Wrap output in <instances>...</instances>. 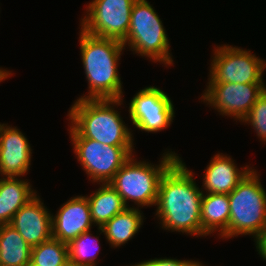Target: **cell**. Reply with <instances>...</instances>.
Here are the masks:
<instances>
[{"label":"cell","mask_w":266,"mask_h":266,"mask_svg":"<svg viewBox=\"0 0 266 266\" xmlns=\"http://www.w3.org/2000/svg\"><path fill=\"white\" fill-rule=\"evenodd\" d=\"M100 188L87 195L91 219L94 226L102 227L126 206L121 196L109 183H100ZM96 224V225H95Z\"/></svg>","instance_id":"obj_19"},{"label":"cell","mask_w":266,"mask_h":266,"mask_svg":"<svg viewBox=\"0 0 266 266\" xmlns=\"http://www.w3.org/2000/svg\"><path fill=\"white\" fill-rule=\"evenodd\" d=\"M208 83H264L266 61L251 51L232 45H217L213 50Z\"/></svg>","instance_id":"obj_7"},{"label":"cell","mask_w":266,"mask_h":266,"mask_svg":"<svg viewBox=\"0 0 266 266\" xmlns=\"http://www.w3.org/2000/svg\"><path fill=\"white\" fill-rule=\"evenodd\" d=\"M230 156L217 153L206 166L203 176L205 193L229 194L252 170L246 165L239 169Z\"/></svg>","instance_id":"obj_15"},{"label":"cell","mask_w":266,"mask_h":266,"mask_svg":"<svg viewBox=\"0 0 266 266\" xmlns=\"http://www.w3.org/2000/svg\"><path fill=\"white\" fill-rule=\"evenodd\" d=\"M136 0H92L81 18V29L96 37L123 42L127 36L131 11Z\"/></svg>","instance_id":"obj_9"},{"label":"cell","mask_w":266,"mask_h":266,"mask_svg":"<svg viewBox=\"0 0 266 266\" xmlns=\"http://www.w3.org/2000/svg\"><path fill=\"white\" fill-rule=\"evenodd\" d=\"M87 231L68 244L69 264L72 266H96L100 252L99 237Z\"/></svg>","instance_id":"obj_21"},{"label":"cell","mask_w":266,"mask_h":266,"mask_svg":"<svg viewBox=\"0 0 266 266\" xmlns=\"http://www.w3.org/2000/svg\"><path fill=\"white\" fill-rule=\"evenodd\" d=\"M132 125L145 132H160L171 125L175 117L171 98L155 86L145 87L129 103Z\"/></svg>","instance_id":"obj_10"},{"label":"cell","mask_w":266,"mask_h":266,"mask_svg":"<svg viewBox=\"0 0 266 266\" xmlns=\"http://www.w3.org/2000/svg\"><path fill=\"white\" fill-rule=\"evenodd\" d=\"M122 102L123 99L75 100L67 115L71 122L68 129L70 138H87L111 146L135 147L131 128L126 126L120 113L115 110Z\"/></svg>","instance_id":"obj_2"},{"label":"cell","mask_w":266,"mask_h":266,"mask_svg":"<svg viewBox=\"0 0 266 266\" xmlns=\"http://www.w3.org/2000/svg\"><path fill=\"white\" fill-rule=\"evenodd\" d=\"M74 154L92 183H109L134 155V147L102 144L93 139L71 138Z\"/></svg>","instance_id":"obj_8"},{"label":"cell","mask_w":266,"mask_h":266,"mask_svg":"<svg viewBox=\"0 0 266 266\" xmlns=\"http://www.w3.org/2000/svg\"><path fill=\"white\" fill-rule=\"evenodd\" d=\"M230 204L228 194L204 193L201 201V237L216 231L221 237L228 230Z\"/></svg>","instance_id":"obj_17"},{"label":"cell","mask_w":266,"mask_h":266,"mask_svg":"<svg viewBox=\"0 0 266 266\" xmlns=\"http://www.w3.org/2000/svg\"><path fill=\"white\" fill-rule=\"evenodd\" d=\"M93 222L86 196H75L52 215V238L69 244L84 232L91 231Z\"/></svg>","instance_id":"obj_13"},{"label":"cell","mask_w":266,"mask_h":266,"mask_svg":"<svg viewBox=\"0 0 266 266\" xmlns=\"http://www.w3.org/2000/svg\"><path fill=\"white\" fill-rule=\"evenodd\" d=\"M259 176L253 168L228 194L230 221L221 238L251 235L255 240L266 231V191Z\"/></svg>","instance_id":"obj_5"},{"label":"cell","mask_w":266,"mask_h":266,"mask_svg":"<svg viewBox=\"0 0 266 266\" xmlns=\"http://www.w3.org/2000/svg\"><path fill=\"white\" fill-rule=\"evenodd\" d=\"M81 61L88 81V94L78 99H122V81L118 72L121 41L79 32Z\"/></svg>","instance_id":"obj_3"},{"label":"cell","mask_w":266,"mask_h":266,"mask_svg":"<svg viewBox=\"0 0 266 266\" xmlns=\"http://www.w3.org/2000/svg\"><path fill=\"white\" fill-rule=\"evenodd\" d=\"M30 262L35 266H68V244L51 238L33 246Z\"/></svg>","instance_id":"obj_22"},{"label":"cell","mask_w":266,"mask_h":266,"mask_svg":"<svg viewBox=\"0 0 266 266\" xmlns=\"http://www.w3.org/2000/svg\"><path fill=\"white\" fill-rule=\"evenodd\" d=\"M179 158L175 152H164L159 164L134 159V155L118 170L109 184L121 196L126 207L129 200L137 205L155 206L159 183L166 170Z\"/></svg>","instance_id":"obj_4"},{"label":"cell","mask_w":266,"mask_h":266,"mask_svg":"<svg viewBox=\"0 0 266 266\" xmlns=\"http://www.w3.org/2000/svg\"><path fill=\"white\" fill-rule=\"evenodd\" d=\"M131 51L150 58L154 63L173 65L170 43L163 23L154 7L147 0L134 2L127 36L122 42Z\"/></svg>","instance_id":"obj_6"},{"label":"cell","mask_w":266,"mask_h":266,"mask_svg":"<svg viewBox=\"0 0 266 266\" xmlns=\"http://www.w3.org/2000/svg\"><path fill=\"white\" fill-rule=\"evenodd\" d=\"M32 247L10 224L0 225V266H25Z\"/></svg>","instance_id":"obj_20"},{"label":"cell","mask_w":266,"mask_h":266,"mask_svg":"<svg viewBox=\"0 0 266 266\" xmlns=\"http://www.w3.org/2000/svg\"><path fill=\"white\" fill-rule=\"evenodd\" d=\"M258 254L266 261V231L258 236L255 240Z\"/></svg>","instance_id":"obj_25"},{"label":"cell","mask_w":266,"mask_h":266,"mask_svg":"<svg viewBox=\"0 0 266 266\" xmlns=\"http://www.w3.org/2000/svg\"><path fill=\"white\" fill-rule=\"evenodd\" d=\"M201 101L213 107L222 116L242 121L258 97L264 92L265 83H207Z\"/></svg>","instance_id":"obj_11"},{"label":"cell","mask_w":266,"mask_h":266,"mask_svg":"<svg viewBox=\"0 0 266 266\" xmlns=\"http://www.w3.org/2000/svg\"><path fill=\"white\" fill-rule=\"evenodd\" d=\"M144 216L141 208L126 207L105 223L98 232L104 234L107 242L113 248L120 247L131 240L143 225Z\"/></svg>","instance_id":"obj_18"},{"label":"cell","mask_w":266,"mask_h":266,"mask_svg":"<svg viewBox=\"0 0 266 266\" xmlns=\"http://www.w3.org/2000/svg\"><path fill=\"white\" fill-rule=\"evenodd\" d=\"M12 74L11 71H8L6 69L0 68V82L4 81L5 79L11 77Z\"/></svg>","instance_id":"obj_26"},{"label":"cell","mask_w":266,"mask_h":266,"mask_svg":"<svg viewBox=\"0 0 266 266\" xmlns=\"http://www.w3.org/2000/svg\"><path fill=\"white\" fill-rule=\"evenodd\" d=\"M39 195L23 205L10 223L24 240L36 246L52 238V214Z\"/></svg>","instance_id":"obj_14"},{"label":"cell","mask_w":266,"mask_h":266,"mask_svg":"<svg viewBox=\"0 0 266 266\" xmlns=\"http://www.w3.org/2000/svg\"><path fill=\"white\" fill-rule=\"evenodd\" d=\"M131 266H204V264L195 260H178L170 257L150 259Z\"/></svg>","instance_id":"obj_24"},{"label":"cell","mask_w":266,"mask_h":266,"mask_svg":"<svg viewBox=\"0 0 266 266\" xmlns=\"http://www.w3.org/2000/svg\"><path fill=\"white\" fill-rule=\"evenodd\" d=\"M250 124L255 130L258 138L266 142V91L258 97L255 104L250 109L248 115L241 123Z\"/></svg>","instance_id":"obj_23"},{"label":"cell","mask_w":266,"mask_h":266,"mask_svg":"<svg viewBox=\"0 0 266 266\" xmlns=\"http://www.w3.org/2000/svg\"><path fill=\"white\" fill-rule=\"evenodd\" d=\"M25 266H35L33 263L29 262Z\"/></svg>","instance_id":"obj_27"},{"label":"cell","mask_w":266,"mask_h":266,"mask_svg":"<svg viewBox=\"0 0 266 266\" xmlns=\"http://www.w3.org/2000/svg\"><path fill=\"white\" fill-rule=\"evenodd\" d=\"M17 128L0 122V176L21 177L30 170L32 149Z\"/></svg>","instance_id":"obj_12"},{"label":"cell","mask_w":266,"mask_h":266,"mask_svg":"<svg viewBox=\"0 0 266 266\" xmlns=\"http://www.w3.org/2000/svg\"><path fill=\"white\" fill-rule=\"evenodd\" d=\"M36 195L28 180L0 176V225L10 224L15 213Z\"/></svg>","instance_id":"obj_16"},{"label":"cell","mask_w":266,"mask_h":266,"mask_svg":"<svg viewBox=\"0 0 266 266\" xmlns=\"http://www.w3.org/2000/svg\"><path fill=\"white\" fill-rule=\"evenodd\" d=\"M193 172L179 157L159 183L155 206L164 230L201 237V201L204 190L196 185Z\"/></svg>","instance_id":"obj_1"}]
</instances>
